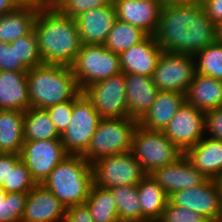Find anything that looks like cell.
Segmentation results:
<instances>
[{"instance_id": "obj_27", "label": "cell", "mask_w": 222, "mask_h": 222, "mask_svg": "<svg viewBox=\"0 0 222 222\" xmlns=\"http://www.w3.org/2000/svg\"><path fill=\"white\" fill-rule=\"evenodd\" d=\"M24 144V112L0 109V153L20 154Z\"/></svg>"}, {"instance_id": "obj_36", "label": "cell", "mask_w": 222, "mask_h": 222, "mask_svg": "<svg viewBox=\"0 0 222 222\" xmlns=\"http://www.w3.org/2000/svg\"><path fill=\"white\" fill-rule=\"evenodd\" d=\"M157 222H210L206 217L193 210L176 206L170 201Z\"/></svg>"}, {"instance_id": "obj_16", "label": "cell", "mask_w": 222, "mask_h": 222, "mask_svg": "<svg viewBox=\"0 0 222 222\" xmlns=\"http://www.w3.org/2000/svg\"><path fill=\"white\" fill-rule=\"evenodd\" d=\"M66 207L42 184L28 193L21 222H65Z\"/></svg>"}, {"instance_id": "obj_44", "label": "cell", "mask_w": 222, "mask_h": 222, "mask_svg": "<svg viewBox=\"0 0 222 222\" xmlns=\"http://www.w3.org/2000/svg\"><path fill=\"white\" fill-rule=\"evenodd\" d=\"M9 154L0 153V186L8 184Z\"/></svg>"}, {"instance_id": "obj_6", "label": "cell", "mask_w": 222, "mask_h": 222, "mask_svg": "<svg viewBox=\"0 0 222 222\" xmlns=\"http://www.w3.org/2000/svg\"><path fill=\"white\" fill-rule=\"evenodd\" d=\"M71 69L81 92L95 82L122 72L120 55L97 44H83Z\"/></svg>"}, {"instance_id": "obj_19", "label": "cell", "mask_w": 222, "mask_h": 222, "mask_svg": "<svg viewBox=\"0 0 222 222\" xmlns=\"http://www.w3.org/2000/svg\"><path fill=\"white\" fill-rule=\"evenodd\" d=\"M163 51L154 35H149L139 44L120 54L121 71L124 74L152 77Z\"/></svg>"}, {"instance_id": "obj_35", "label": "cell", "mask_w": 222, "mask_h": 222, "mask_svg": "<svg viewBox=\"0 0 222 222\" xmlns=\"http://www.w3.org/2000/svg\"><path fill=\"white\" fill-rule=\"evenodd\" d=\"M27 193L0 194V222H21Z\"/></svg>"}, {"instance_id": "obj_22", "label": "cell", "mask_w": 222, "mask_h": 222, "mask_svg": "<svg viewBox=\"0 0 222 222\" xmlns=\"http://www.w3.org/2000/svg\"><path fill=\"white\" fill-rule=\"evenodd\" d=\"M29 108L27 72L0 70V109L25 112Z\"/></svg>"}, {"instance_id": "obj_10", "label": "cell", "mask_w": 222, "mask_h": 222, "mask_svg": "<svg viewBox=\"0 0 222 222\" xmlns=\"http://www.w3.org/2000/svg\"><path fill=\"white\" fill-rule=\"evenodd\" d=\"M195 74L194 55L163 51L152 80L159 91L186 93Z\"/></svg>"}, {"instance_id": "obj_11", "label": "cell", "mask_w": 222, "mask_h": 222, "mask_svg": "<svg viewBox=\"0 0 222 222\" xmlns=\"http://www.w3.org/2000/svg\"><path fill=\"white\" fill-rule=\"evenodd\" d=\"M101 118L128 117L124 73L95 82L82 91Z\"/></svg>"}, {"instance_id": "obj_25", "label": "cell", "mask_w": 222, "mask_h": 222, "mask_svg": "<svg viewBox=\"0 0 222 222\" xmlns=\"http://www.w3.org/2000/svg\"><path fill=\"white\" fill-rule=\"evenodd\" d=\"M39 9L32 5H19L13 11L0 15V41L12 43L33 31Z\"/></svg>"}, {"instance_id": "obj_13", "label": "cell", "mask_w": 222, "mask_h": 222, "mask_svg": "<svg viewBox=\"0 0 222 222\" xmlns=\"http://www.w3.org/2000/svg\"><path fill=\"white\" fill-rule=\"evenodd\" d=\"M169 201L203 215L210 222H222V196L217 180L207 178L201 185L176 191Z\"/></svg>"}, {"instance_id": "obj_45", "label": "cell", "mask_w": 222, "mask_h": 222, "mask_svg": "<svg viewBox=\"0 0 222 222\" xmlns=\"http://www.w3.org/2000/svg\"><path fill=\"white\" fill-rule=\"evenodd\" d=\"M18 6L15 0H0V15L11 12Z\"/></svg>"}, {"instance_id": "obj_43", "label": "cell", "mask_w": 222, "mask_h": 222, "mask_svg": "<svg viewBox=\"0 0 222 222\" xmlns=\"http://www.w3.org/2000/svg\"><path fill=\"white\" fill-rule=\"evenodd\" d=\"M67 0H33V5L41 10H59Z\"/></svg>"}, {"instance_id": "obj_5", "label": "cell", "mask_w": 222, "mask_h": 222, "mask_svg": "<svg viewBox=\"0 0 222 222\" xmlns=\"http://www.w3.org/2000/svg\"><path fill=\"white\" fill-rule=\"evenodd\" d=\"M138 120L131 117L102 118L82 155L91 165L113 154L130 151Z\"/></svg>"}, {"instance_id": "obj_8", "label": "cell", "mask_w": 222, "mask_h": 222, "mask_svg": "<svg viewBox=\"0 0 222 222\" xmlns=\"http://www.w3.org/2000/svg\"><path fill=\"white\" fill-rule=\"evenodd\" d=\"M101 119L100 114L83 92L73 99V113L70 123L60 136L69 155H83L87 151Z\"/></svg>"}, {"instance_id": "obj_23", "label": "cell", "mask_w": 222, "mask_h": 222, "mask_svg": "<svg viewBox=\"0 0 222 222\" xmlns=\"http://www.w3.org/2000/svg\"><path fill=\"white\" fill-rule=\"evenodd\" d=\"M185 101V93L159 91L138 124L148 130L163 131Z\"/></svg>"}, {"instance_id": "obj_49", "label": "cell", "mask_w": 222, "mask_h": 222, "mask_svg": "<svg viewBox=\"0 0 222 222\" xmlns=\"http://www.w3.org/2000/svg\"><path fill=\"white\" fill-rule=\"evenodd\" d=\"M220 189H221V196H222V175L217 179Z\"/></svg>"}, {"instance_id": "obj_33", "label": "cell", "mask_w": 222, "mask_h": 222, "mask_svg": "<svg viewBox=\"0 0 222 222\" xmlns=\"http://www.w3.org/2000/svg\"><path fill=\"white\" fill-rule=\"evenodd\" d=\"M196 73L222 80V44L214 42L195 55Z\"/></svg>"}, {"instance_id": "obj_31", "label": "cell", "mask_w": 222, "mask_h": 222, "mask_svg": "<svg viewBox=\"0 0 222 222\" xmlns=\"http://www.w3.org/2000/svg\"><path fill=\"white\" fill-rule=\"evenodd\" d=\"M109 190L115 199L120 222H142L137 185L116 186Z\"/></svg>"}, {"instance_id": "obj_28", "label": "cell", "mask_w": 222, "mask_h": 222, "mask_svg": "<svg viewBox=\"0 0 222 222\" xmlns=\"http://www.w3.org/2000/svg\"><path fill=\"white\" fill-rule=\"evenodd\" d=\"M84 204L88 207L93 222H120L116 202L109 189L93 183Z\"/></svg>"}, {"instance_id": "obj_26", "label": "cell", "mask_w": 222, "mask_h": 222, "mask_svg": "<svg viewBox=\"0 0 222 222\" xmlns=\"http://www.w3.org/2000/svg\"><path fill=\"white\" fill-rule=\"evenodd\" d=\"M137 193L142 208V222H157L169 201L167 193L149 174L137 184Z\"/></svg>"}, {"instance_id": "obj_50", "label": "cell", "mask_w": 222, "mask_h": 222, "mask_svg": "<svg viewBox=\"0 0 222 222\" xmlns=\"http://www.w3.org/2000/svg\"><path fill=\"white\" fill-rule=\"evenodd\" d=\"M0 194H5V192L2 190L1 187H0Z\"/></svg>"}, {"instance_id": "obj_42", "label": "cell", "mask_w": 222, "mask_h": 222, "mask_svg": "<svg viewBox=\"0 0 222 222\" xmlns=\"http://www.w3.org/2000/svg\"><path fill=\"white\" fill-rule=\"evenodd\" d=\"M202 6L206 16L216 25L222 22V0H204Z\"/></svg>"}, {"instance_id": "obj_46", "label": "cell", "mask_w": 222, "mask_h": 222, "mask_svg": "<svg viewBox=\"0 0 222 222\" xmlns=\"http://www.w3.org/2000/svg\"><path fill=\"white\" fill-rule=\"evenodd\" d=\"M164 2L172 4L202 5L204 0H164Z\"/></svg>"}, {"instance_id": "obj_2", "label": "cell", "mask_w": 222, "mask_h": 222, "mask_svg": "<svg viewBox=\"0 0 222 222\" xmlns=\"http://www.w3.org/2000/svg\"><path fill=\"white\" fill-rule=\"evenodd\" d=\"M33 31L44 64L72 66L83 45L75 19L59 10L39 9Z\"/></svg>"}, {"instance_id": "obj_18", "label": "cell", "mask_w": 222, "mask_h": 222, "mask_svg": "<svg viewBox=\"0 0 222 222\" xmlns=\"http://www.w3.org/2000/svg\"><path fill=\"white\" fill-rule=\"evenodd\" d=\"M82 44L104 45L117 20L114 3L87 10L76 18Z\"/></svg>"}, {"instance_id": "obj_17", "label": "cell", "mask_w": 222, "mask_h": 222, "mask_svg": "<svg viewBox=\"0 0 222 222\" xmlns=\"http://www.w3.org/2000/svg\"><path fill=\"white\" fill-rule=\"evenodd\" d=\"M164 0H114L117 19L154 35Z\"/></svg>"}, {"instance_id": "obj_37", "label": "cell", "mask_w": 222, "mask_h": 222, "mask_svg": "<svg viewBox=\"0 0 222 222\" xmlns=\"http://www.w3.org/2000/svg\"><path fill=\"white\" fill-rule=\"evenodd\" d=\"M45 110L61 136L70 123L73 113V100L53 105Z\"/></svg>"}, {"instance_id": "obj_32", "label": "cell", "mask_w": 222, "mask_h": 222, "mask_svg": "<svg viewBox=\"0 0 222 222\" xmlns=\"http://www.w3.org/2000/svg\"><path fill=\"white\" fill-rule=\"evenodd\" d=\"M36 185L19 154H9L8 184L0 187L5 193H28Z\"/></svg>"}, {"instance_id": "obj_9", "label": "cell", "mask_w": 222, "mask_h": 222, "mask_svg": "<svg viewBox=\"0 0 222 222\" xmlns=\"http://www.w3.org/2000/svg\"><path fill=\"white\" fill-rule=\"evenodd\" d=\"M92 168L94 184L105 189L137 185L147 175L130 151L103 157Z\"/></svg>"}, {"instance_id": "obj_7", "label": "cell", "mask_w": 222, "mask_h": 222, "mask_svg": "<svg viewBox=\"0 0 222 222\" xmlns=\"http://www.w3.org/2000/svg\"><path fill=\"white\" fill-rule=\"evenodd\" d=\"M130 152L146 174L174 162L182 155L163 131L148 130L139 124L133 133Z\"/></svg>"}, {"instance_id": "obj_1", "label": "cell", "mask_w": 222, "mask_h": 222, "mask_svg": "<svg viewBox=\"0 0 222 222\" xmlns=\"http://www.w3.org/2000/svg\"><path fill=\"white\" fill-rule=\"evenodd\" d=\"M154 37L165 52L195 55L217 41L216 24L202 5L164 2Z\"/></svg>"}, {"instance_id": "obj_29", "label": "cell", "mask_w": 222, "mask_h": 222, "mask_svg": "<svg viewBox=\"0 0 222 222\" xmlns=\"http://www.w3.org/2000/svg\"><path fill=\"white\" fill-rule=\"evenodd\" d=\"M60 139L45 109L30 107L24 112V141Z\"/></svg>"}, {"instance_id": "obj_48", "label": "cell", "mask_w": 222, "mask_h": 222, "mask_svg": "<svg viewBox=\"0 0 222 222\" xmlns=\"http://www.w3.org/2000/svg\"><path fill=\"white\" fill-rule=\"evenodd\" d=\"M19 5H32L33 0H15Z\"/></svg>"}, {"instance_id": "obj_21", "label": "cell", "mask_w": 222, "mask_h": 222, "mask_svg": "<svg viewBox=\"0 0 222 222\" xmlns=\"http://www.w3.org/2000/svg\"><path fill=\"white\" fill-rule=\"evenodd\" d=\"M193 167L208 179L217 180L222 175V141L204 136L194 147L184 153Z\"/></svg>"}, {"instance_id": "obj_41", "label": "cell", "mask_w": 222, "mask_h": 222, "mask_svg": "<svg viewBox=\"0 0 222 222\" xmlns=\"http://www.w3.org/2000/svg\"><path fill=\"white\" fill-rule=\"evenodd\" d=\"M65 222H93L88 207L85 204L70 206L66 209Z\"/></svg>"}, {"instance_id": "obj_15", "label": "cell", "mask_w": 222, "mask_h": 222, "mask_svg": "<svg viewBox=\"0 0 222 222\" xmlns=\"http://www.w3.org/2000/svg\"><path fill=\"white\" fill-rule=\"evenodd\" d=\"M167 193L201 185L207 177L199 172L182 154L174 162L153 170L149 174Z\"/></svg>"}, {"instance_id": "obj_38", "label": "cell", "mask_w": 222, "mask_h": 222, "mask_svg": "<svg viewBox=\"0 0 222 222\" xmlns=\"http://www.w3.org/2000/svg\"><path fill=\"white\" fill-rule=\"evenodd\" d=\"M114 0H67L59 11L68 17L75 19L81 13L106 5L113 4Z\"/></svg>"}, {"instance_id": "obj_14", "label": "cell", "mask_w": 222, "mask_h": 222, "mask_svg": "<svg viewBox=\"0 0 222 222\" xmlns=\"http://www.w3.org/2000/svg\"><path fill=\"white\" fill-rule=\"evenodd\" d=\"M163 133L184 154L206 135L205 112L185 101Z\"/></svg>"}, {"instance_id": "obj_30", "label": "cell", "mask_w": 222, "mask_h": 222, "mask_svg": "<svg viewBox=\"0 0 222 222\" xmlns=\"http://www.w3.org/2000/svg\"><path fill=\"white\" fill-rule=\"evenodd\" d=\"M149 35L142 29L117 19L110 30L104 46L117 54L130 49Z\"/></svg>"}, {"instance_id": "obj_20", "label": "cell", "mask_w": 222, "mask_h": 222, "mask_svg": "<svg viewBox=\"0 0 222 222\" xmlns=\"http://www.w3.org/2000/svg\"><path fill=\"white\" fill-rule=\"evenodd\" d=\"M128 117L140 120L156 100L159 90L152 77L124 74Z\"/></svg>"}, {"instance_id": "obj_3", "label": "cell", "mask_w": 222, "mask_h": 222, "mask_svg": "<svg viewBox=\"0 0 222 222\" xmlns=\"http://www.w3.org/2000/svg\"><path fill=\"white\" fill-rule=\"evenodd\" d=\"M30 107L47 109L73 100L81 91L71 67L42 64L27 72Z\"/></svg>"}, {"instance_id": "obj_34", "label": "cell", "mask_w": 222, "mask_h": 222, "mask_svg": "<svg viewBox=\"0 0 222 222\" xmlns=\"http://www.w3.org/2000/svg\"><path fill=\"white\" fill-rule=\"evenodd\" d=\"M11 44L16 46L17 62H21L28 70L44 64L39 53L34 31L18 38Z\"/></svg>"}, {"instance_id": "obj_4", "label": "cell", "mask_w": 222, "mask_h": 222, "mask_svg": "<svg viewBox=\"0 0 222 222\" xmlns=\"http://www.w3.org/2000/svg\"><path fill=\"white\" fill-rule=\"evenodd\" d=\"M93 183L92 165L82 155H68L50 172L42 185L67 209L84 204Z\"/></svg>"}, {"instance_id": "obj_40", "label": "cell", "mask_w": 222, "mask_h": 222, "mask_svg": "<svg viewBox=\"0 0 222 222\" xmlns=\"http://www.w3.org/2000/svg\"><path fill=\"white\" fill-rule=\"evenodd\" d=\"M205 134L222 141V107L205 112Z\"/></svg>"}, {"instance_id": "obj_39", "label": "cell", "mask_w": 222, "mask_h": 222, "mask_svg": "<svg viewBox=\"0 0 222 222\" xmlns=\"http://www.w3.org/2000/svg\"><path fill=\"white\" fill-rule=\"evenodd\" d=\"M0 70L14 72H28V69L17 62L16 46L0 41Z\"/></svg>"}, {"instance_id": "obj_12", "label": "cell", "mask_w": 222, "mask_h": 222, "mask_svg": "<svg viewBox=\"0 0 222 222\" xmlns=\"http://www.w3.org/2000/svg\"><path fill=\"white\" fill-rule=\"evenodd\" d=\"M20 159L36 184H42L50 172L69 154L61 139L24 141Z\"/></svg>"}, {"instance_id": "obj_47", "label": "cell", "mask_w": 222, "mask_h": 222, "mask_svg": "<svg viewBox=\"0 0 222 222\" xmlns=\"http://www.w3.org/2000/svg\"><path fill=\"white\" fill-rule=\"evenodd\" d=\"M217 42L222 44V22L216 25Z\"/></svg>"}, {"instance_id": "obj_24", "label": "cell", "mask_w": 222, "mask_h": 222, "mask_svg": "<svg viewBox=\"0 0 222 222\" xmlns=\"http://www.w3.org/2000/svg\"><path fill=\"white\" fill-rule=\"evenodd\" d=\"M185 99L204 112L222 107V80L196 73Z\"/></svg>"}]
</instances>
